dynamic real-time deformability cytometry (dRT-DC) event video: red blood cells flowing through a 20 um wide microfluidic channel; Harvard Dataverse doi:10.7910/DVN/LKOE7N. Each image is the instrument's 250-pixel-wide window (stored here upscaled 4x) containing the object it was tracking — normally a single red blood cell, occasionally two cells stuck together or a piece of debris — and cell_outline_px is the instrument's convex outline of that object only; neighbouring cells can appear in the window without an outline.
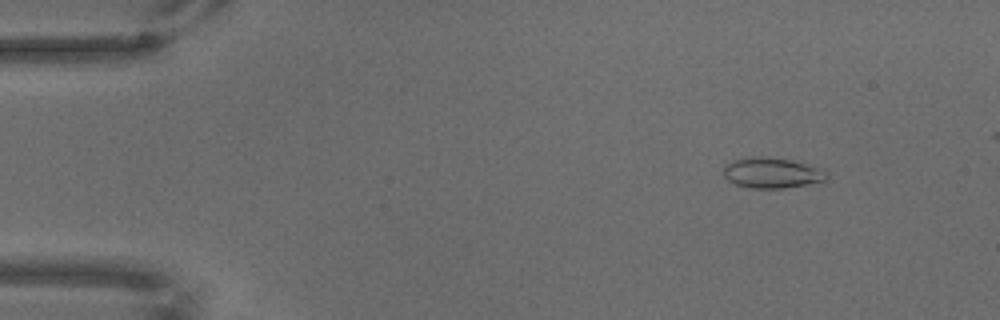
{"species": "common noctule bat (a hibernating species)", "species_latin": "Nyctalus noctula", "temperature_condition": "warm", "stored_images_in_passage": 66, "camera_frame_rate_fps": 3000, "um_per_image_px": 0.085, "animal": {"sex": "male", "body_mass_g": 18.8}, "frame": {"image": 1, "passage_image": 8, "time_ms": 2.333, "image_size_px": [1000, 320], "cell_outline_px": [[828, 176], [824, 180], [784, 188], [752, 188], [736, 184], [728, 180], [724, 176], [724, 168], [732, 160], [748, 156], [772, 156], [792, 160], [816, 168]], "centroid_in_image_um": [65.52, 14.67], "position_along_channel_um": 19.5, "area_um2": 17.98}}
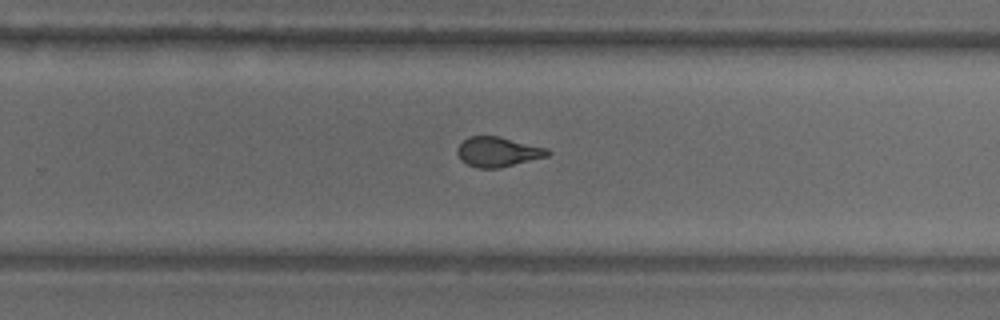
{"frame": {"image": 2, "passage_image": 44, "time_ms": 14.333, "image_size_px": [1000, 320], "cell_outline_px": [[552, 152], [548, 156], [500, 168], [476, 168], [460, 160], [456, 152], [456, 148], [468, 136], [500, 136], [548, 148]], "centroid_in_image_um": [42.32, 12.9], "position_along_channel_um": 287.5, "area_um2": 15.9}}
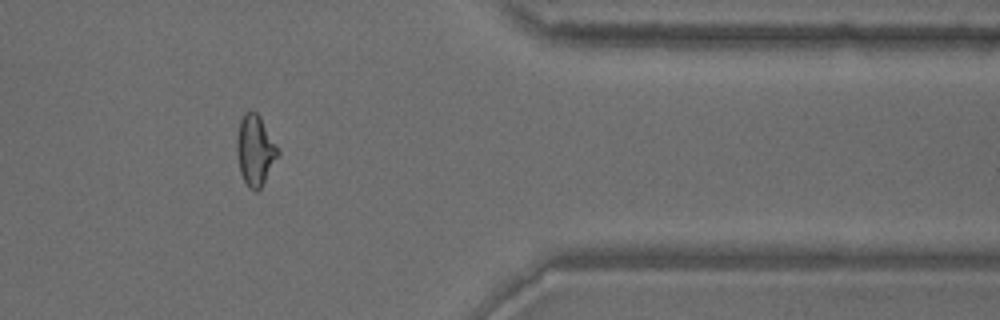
{"frame": {"image": 3, "passage_image": 56, "time_ms": 18.333, "image_size_px": [1000, 320], "cell_outline_px": [[280, 152], [260, 188], [256, 192], [248, 188], [240, 172], [236, 148], [236, 136], [240, 120], [244, 112], [256, 112], [260, 116], [280, 148]], "centroid_in_image_um": [21.69, 12.75], "position_along_channel_um": 389.7, "area_um2": 16.94}}